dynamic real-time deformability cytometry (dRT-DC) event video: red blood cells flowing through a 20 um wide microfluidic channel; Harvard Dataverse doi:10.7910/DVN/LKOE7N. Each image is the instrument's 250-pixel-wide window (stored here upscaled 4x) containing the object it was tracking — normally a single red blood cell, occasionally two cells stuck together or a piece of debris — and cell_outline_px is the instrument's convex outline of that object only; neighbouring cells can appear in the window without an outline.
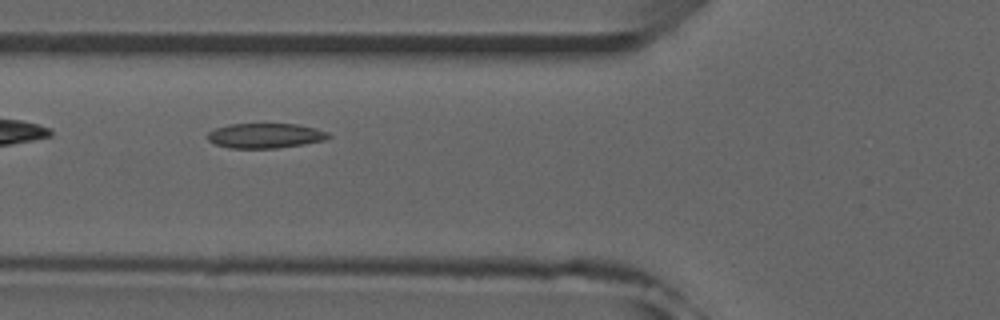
{"species": "common noctule bat (a hibernating species)", "species_latin": "Nyctalus noctula", "temperature_condition": "room temperature", "stored_images_in_passage": 14, "camera_frame_rate_fps": 3000, "um_per_image_px": 0.085, "animal": {"sex": "male", "forearm_length_mm": 52.5}, "frame": {"image": 1, "passage_image": 4, "time_ms": 1.0, "image_size_px": [1000, 320], "cell_outline_px": [[332, 136], [324, 140], [304, 144], [276, 148], [228, 148], [216, 144], [208, 140], [208, 132], [216, 128], [228, 124], [296, 124], [316, 128], [328, 132]], "centroid_in_image_um": [22.56, 11.53], "position_along_channel_um": 103.2, "area_um2": 17.51}}